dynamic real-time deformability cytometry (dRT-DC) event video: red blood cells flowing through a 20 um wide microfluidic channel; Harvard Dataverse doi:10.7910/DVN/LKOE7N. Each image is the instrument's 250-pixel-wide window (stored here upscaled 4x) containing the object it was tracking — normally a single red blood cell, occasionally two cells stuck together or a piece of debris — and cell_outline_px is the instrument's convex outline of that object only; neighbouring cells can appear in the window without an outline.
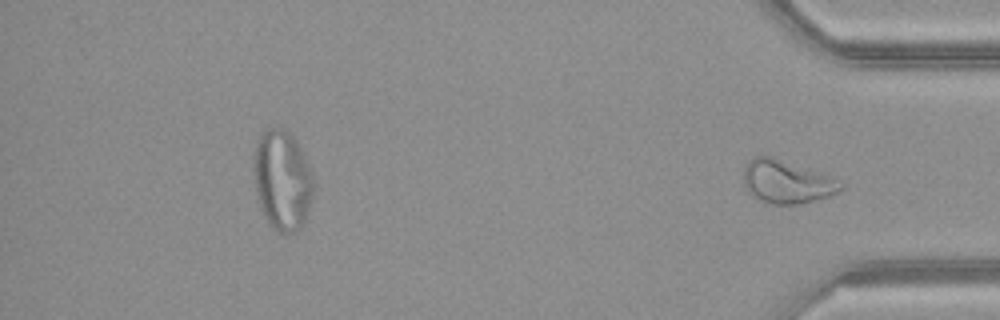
{"species": "common noctule bat (a hibernating species)", "species_latin": "Nyctalus noctula", "temperature_condition": "warm", "stored_images_in_passage": 45, "segment_of_instrument_passage": [2, 2], "camera_frame_rate_fps": 3000, "um_per_image_px": 0.085, "animal": {"sex": "female", "body_mass_g": 21.9}, "frame": {"image": 1, "passage_image": 45, "time_ms": 14.667, "image_size_px": [1000, 320], "cell_outline_px": [[844, 188], [828, 196], [800, 204], [772, 204], [760, 200], [748, 192], [744, 184], [744, 168], [748, 160], [752, 156], [768, 156], [832, 176], [844, 184]], "centroid_in_image_um": [66.86, 15.45], "position_along_channel_um": 368.3, "area_um2": 24.16}}